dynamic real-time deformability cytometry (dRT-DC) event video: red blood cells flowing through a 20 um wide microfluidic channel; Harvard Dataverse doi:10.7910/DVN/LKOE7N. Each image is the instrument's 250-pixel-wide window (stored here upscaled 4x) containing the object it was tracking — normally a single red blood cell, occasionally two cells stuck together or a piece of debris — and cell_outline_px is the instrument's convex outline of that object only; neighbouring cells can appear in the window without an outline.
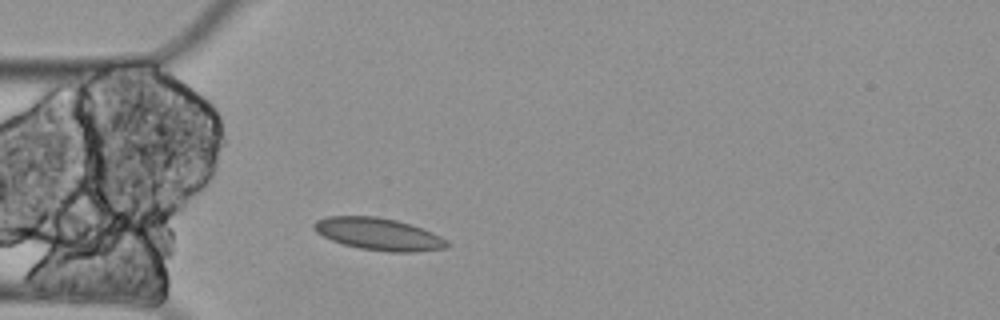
{"species": "Egyptian fruit bat (a non-hibernating species)", "species_latin": "Rousettus aegyptiacus", "temperature_condition": "cold", "stored_images_in_passage": 2, "camera_frame_rate_fps": 3000, "um_per_image_px": 0.085, "animal": {"sex": "female"}, "frame": {"image": 1, "passage_image": 2, "time_ms": 0.333, "image_size_px": [1000, 320], "cell_outline_px": [[452, 244], [448, 248], [416, 252], [388, 252], [360, 248], [344, 244], [332, 240], [316, 232], [312, 228], [312, 224], [316, 220], [324, 216], [376, 216], [396, 220], [432, 232], [448, 240]], "centroid_in_image_um": [32.19, 19.9], "position_along_channel_um": 52.8, "area_um2": 25.09}}